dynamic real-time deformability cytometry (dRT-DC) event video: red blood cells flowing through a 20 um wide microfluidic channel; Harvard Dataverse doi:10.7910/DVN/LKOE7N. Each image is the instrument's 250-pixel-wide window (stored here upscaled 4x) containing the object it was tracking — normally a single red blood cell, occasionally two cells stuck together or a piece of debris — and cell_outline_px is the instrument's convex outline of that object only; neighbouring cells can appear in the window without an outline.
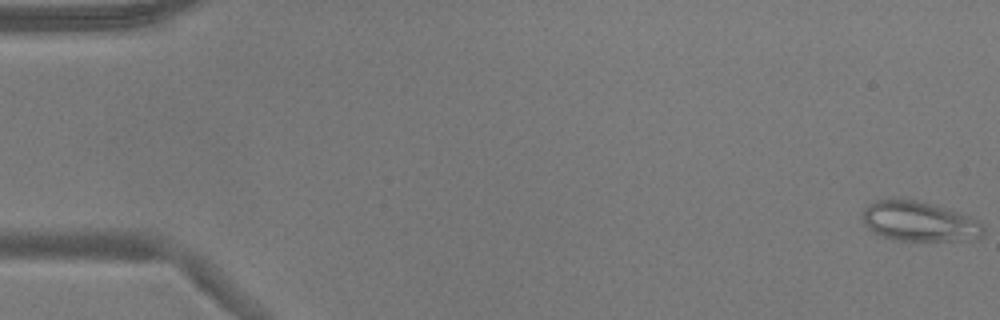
{"species": "common noctule bat (a hibernating species)", "species_latin": "Nyctalus noctula", "temperature_condition": "warm", "stored_images_in_passage": 16, "camera_frame_rate_fps": 3000, "um_per_image_px": 0.085, "animal": {"sex": "male", "body_mass_g": 17.9}, "frame": {"image": 1, "passage_image": 1, "time_ms": 0.0, "image_size_px": [1000, 320], "cell_outline_px": [[984, 232], [976, 240], [896, 240], [884, 236], [868, 228], [864, 224], [860, 216], [864, 208], [868, 204], [876, 200], [916, 200], [948, 208], [972, 216], [984, 228]], "centroid_in_image_um": [78.15, 18.82], "position_along_channel_um": 6.9, "area_um2": 27.98}}